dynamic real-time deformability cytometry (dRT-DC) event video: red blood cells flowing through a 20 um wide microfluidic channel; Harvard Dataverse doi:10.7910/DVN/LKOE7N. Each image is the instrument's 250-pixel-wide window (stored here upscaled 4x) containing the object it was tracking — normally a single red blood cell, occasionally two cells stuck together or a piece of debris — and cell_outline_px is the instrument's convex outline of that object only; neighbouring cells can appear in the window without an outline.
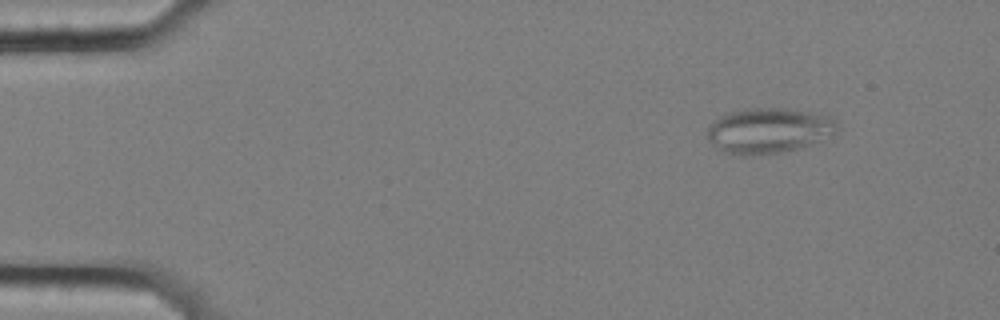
{"species": "common noctule bat (a hibernating species)", "species_latin": "Nyctalus noctula", "temperature_condition": "cold", "stored_images_in_passage": 58, "camera_frame_rate_fps": 3000, "um_per_image_px": 0.085, "animal": {"sex": "female", "body_mass_g": 25.1}, "frame": {"image": 1, "passage_image": 7, "time_ms": 2.0, "image_size_px": [1000, 320], "cell_outline_px": [[836, 132], [796, 148], [780, 152], [748, 156], [740, 156], [724, 152], [712, 144], [708, 140], [708, 128], [720, 116], [728, 112], [756, 108], [780, 108], [808, 112], [832, 116], [836, 120]], "centroid_in_image_um": [65.28, 11.1], "position_along_channel_um": 19.7, "area_um2": 33.58}}
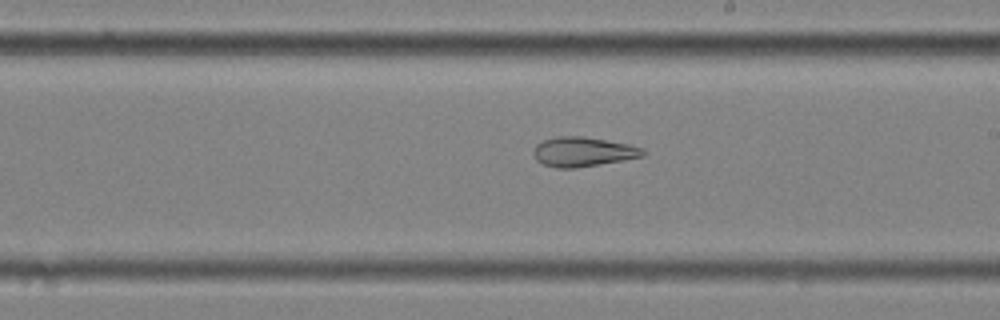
{"frame": {"image": 2, "passage_image": 34, "time_ms": 11.0, "image_size_px": [1000, 320], "cell_outline_px": [[648, 152], [644, 156], [624, 160], [576, 168], [556, 168], [544, 164], [536, 160], [532, 152], [536, 144], [544, 140], [556, 136], [584, 136], [628, 144], [644, 148]], "centroid_in_image_um": [49.57, 12.9], "position_along_channel_um": 239.4, "area_um2": 19.02}}
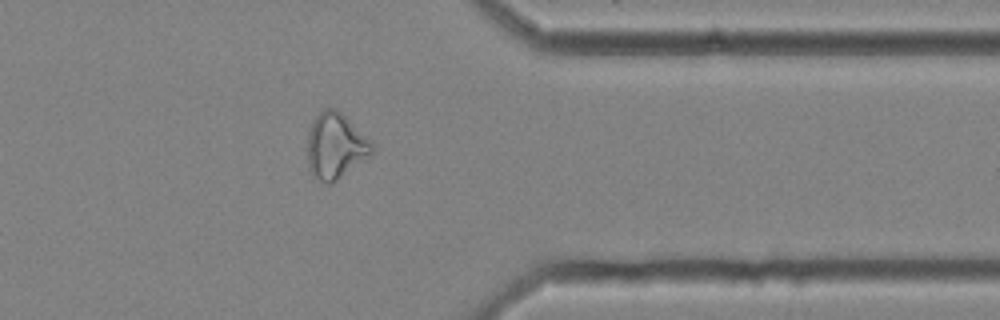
{"frame": {"image": 3, "passage_image": 47, "time_ms": 15.333, "image_size_px": [1000, 320], "cell_outline_px": [[376, 152], [372, 156], [332, 184], [328, 184], [312, 176], [308, 168], [308, 132], [316, 116], [324, 108], [336, 108], [372, 140], [376, 148]], "centroid_in_image_um": [28.57, 12.43], "position_along_channel_um": 382.8, "area_um2": 25.26}, "authors_computed_cell_mechanics": {"area_um2": 25.8077, "velocity_mm_per_s": 3.5017, "shape_relaxation_time_tau1_ms": null, "shape_relaxation_time_tau2_ms": 3.5462, "deformation_change_tau1": null, "deformation_change_tau2": 0.1078}}